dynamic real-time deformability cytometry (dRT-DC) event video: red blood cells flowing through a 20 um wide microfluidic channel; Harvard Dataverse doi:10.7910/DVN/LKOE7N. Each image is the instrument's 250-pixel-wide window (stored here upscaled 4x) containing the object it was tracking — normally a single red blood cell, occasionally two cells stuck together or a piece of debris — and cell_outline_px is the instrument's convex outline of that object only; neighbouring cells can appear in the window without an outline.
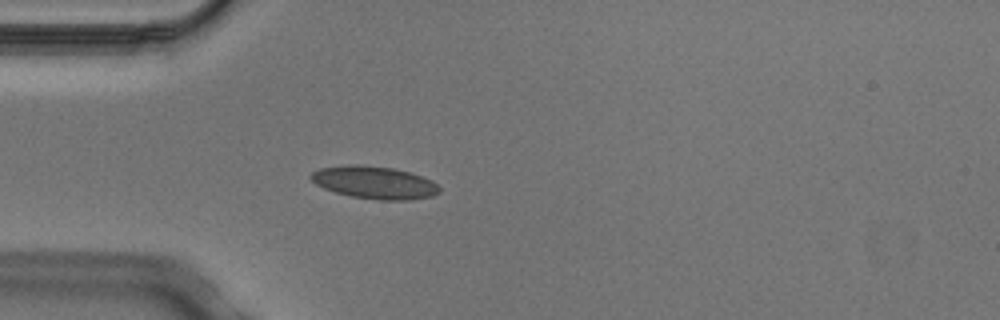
{"species": "Egyptian fruit bat (a non-hibernating species)", "species_latin": "Rousettus aegyptiacus", "temperature_condition": "cold", "stored_images_in_passage": 4, "camera_frame_rate_fps": 3000, "um_per_image_px": 0.085, "animal": {"sex": "male"}, "frame": {"image": 1, "passage_image": 4, "time_ms": 1.0, "image_size_px": [1000, 320], "cell_outline_px": [[440, 192], [432, 196], [408, 200], [380, 200], [352, 196], [336, 192], [324, 188], [316, 184], [308, 176], [312, 172], [320, 168], [348, 164], [360, 164], [392, 168], [412, 172], [432, 180], [440, 188]], "centroid_in_image_um": [31.84, 15.5], "position_along_channel_um": 53.2, "area_um2": 24.45}}